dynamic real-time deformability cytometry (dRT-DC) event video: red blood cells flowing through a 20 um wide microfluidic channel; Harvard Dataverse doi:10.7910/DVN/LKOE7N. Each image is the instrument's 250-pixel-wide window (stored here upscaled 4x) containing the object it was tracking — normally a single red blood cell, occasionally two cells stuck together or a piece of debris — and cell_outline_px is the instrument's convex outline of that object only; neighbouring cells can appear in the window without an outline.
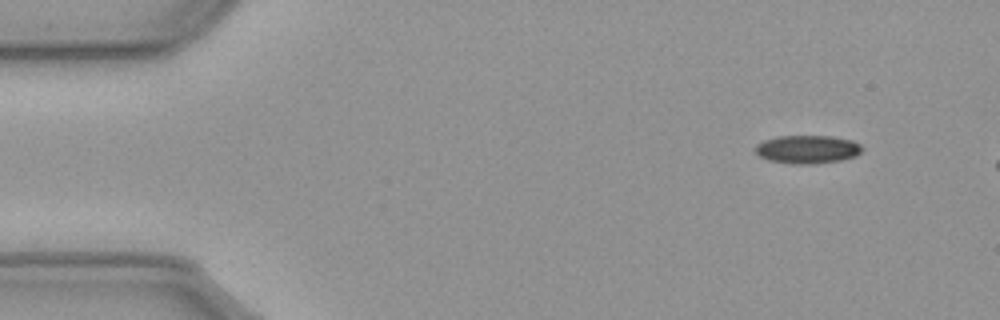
{"species": "common noctule bat (a hibernating species)", "species_latin": "Nyctalus noctula", "temperature_condition": "cold", "stored_images_in_passage": 8, "camera_frame_rate_fps": 3000, "um_per_image_px": 0.085, "animal": {"sex": "male", "body_mass_g": 23.1, "forearm_length_mm": 52.7}, "frame": {"image": 1, "passage_image": 1, "time_ms": 0.0, "image_size_px": [1000, 320], "cell_outline_px": [[864, 148], [856, 156], [840, 160], [816, 164], [792, 164], [768, 160], [760, 156], [756, 152], [756, 144], [764, 140], [776, 136], [832, 136], [852, 140], [860, 144]], "centroid_in_image_um": [68.64, 12.69], "position_along_channel_um": 16.4, "area_um2": 17.69}}